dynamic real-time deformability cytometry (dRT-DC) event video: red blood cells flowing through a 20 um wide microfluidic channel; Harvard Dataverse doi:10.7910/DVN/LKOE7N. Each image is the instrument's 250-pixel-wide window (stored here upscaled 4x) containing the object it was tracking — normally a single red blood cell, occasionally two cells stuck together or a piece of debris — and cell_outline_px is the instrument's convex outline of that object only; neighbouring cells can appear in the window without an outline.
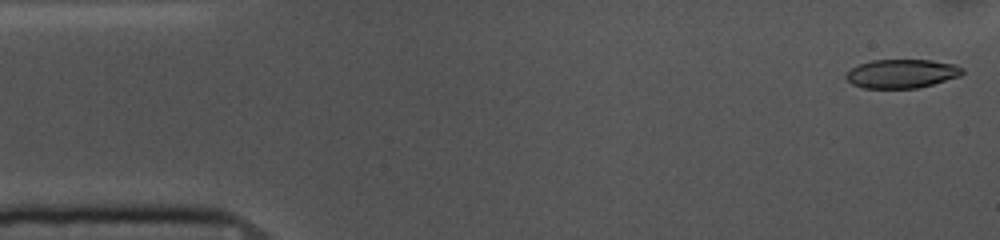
{"species": "common noctule bat (a hibernating species)", "species_latin": "Nyctalus noctula", "temperature_condition": "cold", "stored_images_in_passage": 52, "camera_frame_rate_fps": 3000, "um_per_image_px": 0.085, "animal": {"sex": "female", "body_mass_g": 10.0, "forearm_length_mm": 53.1}, "frame": {"image": 1, "passage_image": 1, "time_ms": 0.0, "image_size_px": [1000, 240], "cell_outline_px": [[964, 72], [960, 76], [932, 84], [916, 88], [864, 88], [852, 84], [844, 76], [852, 68], [860, 64], [872, 60], [932, 60], [956, 64], [964, 68]], "centroid_in_image_um": [76.67, 6.25], "position_along_channel_um": 8.3, "area_um2": 19.48}}
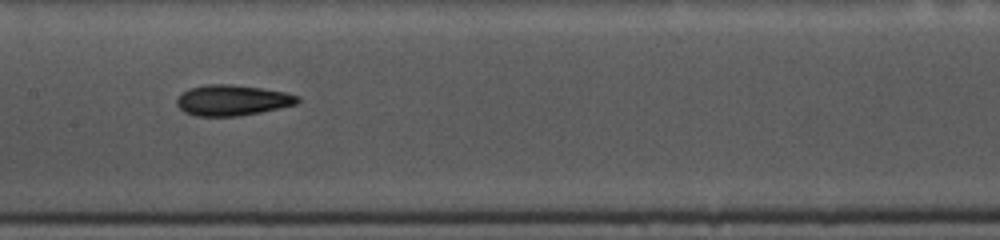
{"frame": {"image": 2, "passage_image": 24, "time_ms": 7.667, "image_size_px": [1000, 240], "cell_outline_px": [[300, 100], [296, 104], [280, 108], [240, 116], [196, 116], [184, 112], [176, 104], [176, 100], [188, 88], [204, 84], [228, 84], [260, 88], [288, 92], [300, 96]], "centroid_in_image_um": [19.76, 8.52], "position_along_channel_um": 187.6, "area_um2": 21.68}}
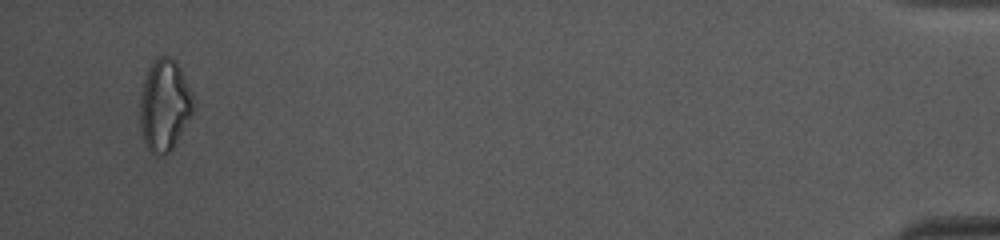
{"frame": {"image": 3, "passage_image": 50, "time_ms": 16.333, "image_size_px": [1000, 240], "cell_outline_px": [[196, 108], [192, 116], [172, 148], [168, 152], [152, 156], [144, 144], [140, 128], [140, 100], [144, 80], [152, 60], [156, 56], [168, 56], [176, 60], [192, 92]], "centroid_in_image_um": [13.99, 8.94], "position_along_channel_um": 421.2, "area_um2": 28.84}, "authors_computed_cell_mechanics": {"area_um2": 21.1259, "velocity_mm_per_s": 3.7037, "shape_relaxation_time_tau1_ms": 5.5838, "shape_relaxation_time_tau2_ms": 4.0492, "deformation_change_tau1": 0.169, "deformation_change_tau2": 0.1233}}